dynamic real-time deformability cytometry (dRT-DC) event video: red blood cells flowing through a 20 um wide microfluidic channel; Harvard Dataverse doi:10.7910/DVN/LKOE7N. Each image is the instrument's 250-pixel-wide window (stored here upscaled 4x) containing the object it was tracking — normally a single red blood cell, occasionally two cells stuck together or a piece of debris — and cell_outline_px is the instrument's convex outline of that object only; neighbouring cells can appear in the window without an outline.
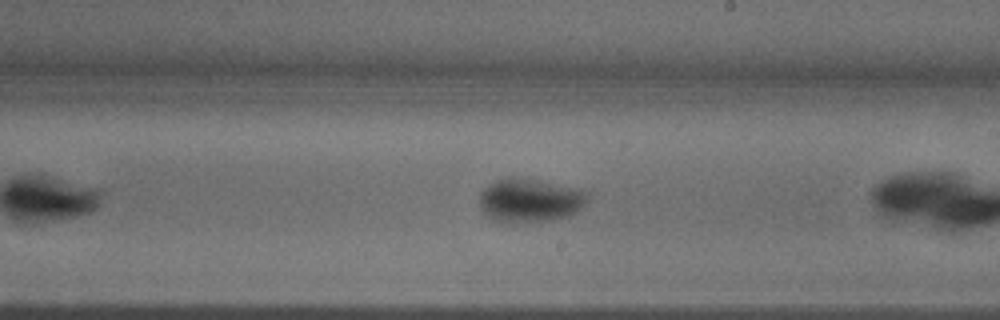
{"species": "common noctule bat (a hibernating species)", "species_latin": "Nyctalus noctula", "temperature_condition": "warm", "stored_images_in_passage": 25, "camera_frame_rate_fps": 3000, "um_per_image_px": 0.085, "animal": {"sex": "male", "body_mass_g": 18.8}, "frame": {"image": 1, "passage_image": 15, "time_ms": 4.667, "image_size_px": [1000, 320], "cell_outline_px": [[588, 200], [576, 212], [552, 220], [516, 224], [500, 224], [492, 220], [480, 208], [480, 192], [488, 184], [496, 180], [508, 176], [516, 176], [584, 188], [588, 192]], "centroid_in_image_um": [45.02, 17.03], "position_along_channel_um": 244.0, "area_um2": 28.44}}